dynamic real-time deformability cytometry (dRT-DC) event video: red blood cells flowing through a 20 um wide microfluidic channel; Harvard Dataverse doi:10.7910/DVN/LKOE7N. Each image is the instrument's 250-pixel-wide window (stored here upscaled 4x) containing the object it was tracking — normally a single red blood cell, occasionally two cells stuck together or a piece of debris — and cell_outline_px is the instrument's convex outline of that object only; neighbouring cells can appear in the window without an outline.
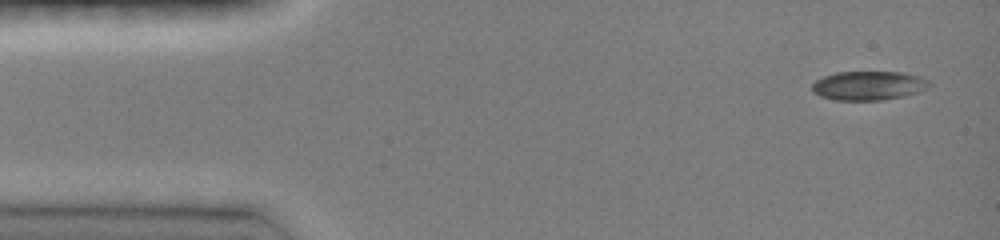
{"species": "common noctule bat (a hibernating species)", "species_latin": "Nyctalus noctula", "temperature_condition": "room temperature", "stored_images_in_passage": 28, "camera_frame_rate_fps": 3000, "um_per_image_px": 0.085, "animal": {"sex": "female", "body_mass_g": 19.0, "forearm_length_mm": 51.5}, "frame": {"image": 1, "passage_image": 1, "time_ms": 0.0, "image_size_px": [1000, 240], "cell_outline_px": [[932, 84], [928, 88], [904, 96], [880, 100], [836, 100], [820, 96], [812, 92], [812, 84], [816, 80], [824, 76], [836, 72], [904, 72], [920, 76], [928, 80]], "centroid_in_image_um": [73.83, 7.27], "position_along_channel_um": 11.2, "area_um2": 19.88}}
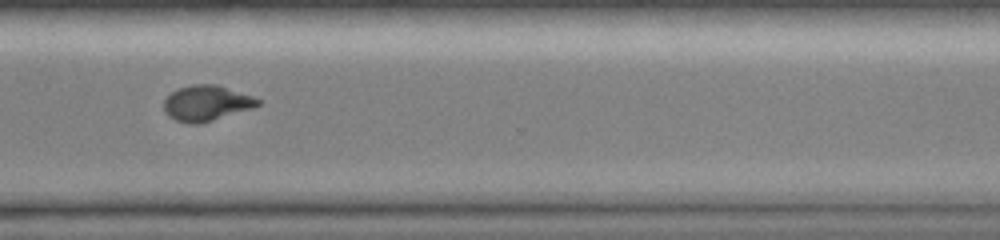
{"frame": {"image": 2, "passage_image": 21, "time_ms": 10.667, "image_size_px": [1000, 240], "cell_outline_px": [[260, 104], [256, 108], [200, 124], [188, 124], [176, 120], [168, 116], [164, 112], [164, 100], [176, 88], [192, 84], [216, 84], [252, 96], [260, 100]], "centroid_in_image_um": [17.55, 8.78], "position_along_channel_um": 353.0, "area_um2": 19.71}}
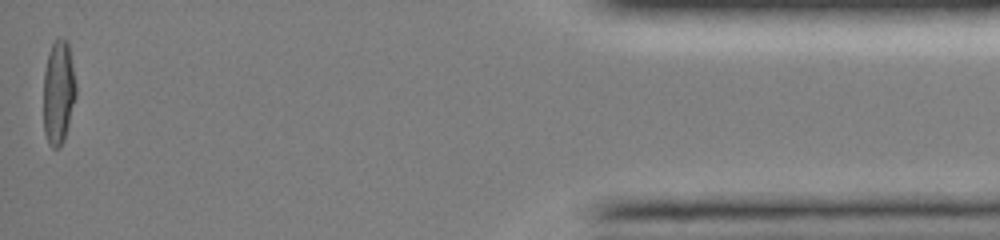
{"frame": {"image": 3, "passage_image": 28, "time_ms": 14.333, "image_size_px": [1000, 240], "cell_outline_px": [[76, 96], [64, 140], [60, 148], [52, 148], [48, 144], [44, 132], [44, 72], [48, 52], [52, 44], [56, 40], [68, 40], [76, 84]], "centroid_in_image_um": [4.97, 7.88], "position_along_channel_um": 430.2, "area_um2": 19.71}, "authors_computed_cell_mechanics": {"area_um2": 19.7965, "velocity_mm_per_s": 4.1544, "shape_relaxation_time_tau1_ms": null, "shape_relaxation_time_tau2_ms": 1.9571, "deformation_change_tau1": null, "deformation_change_tau2": 0.0389}}